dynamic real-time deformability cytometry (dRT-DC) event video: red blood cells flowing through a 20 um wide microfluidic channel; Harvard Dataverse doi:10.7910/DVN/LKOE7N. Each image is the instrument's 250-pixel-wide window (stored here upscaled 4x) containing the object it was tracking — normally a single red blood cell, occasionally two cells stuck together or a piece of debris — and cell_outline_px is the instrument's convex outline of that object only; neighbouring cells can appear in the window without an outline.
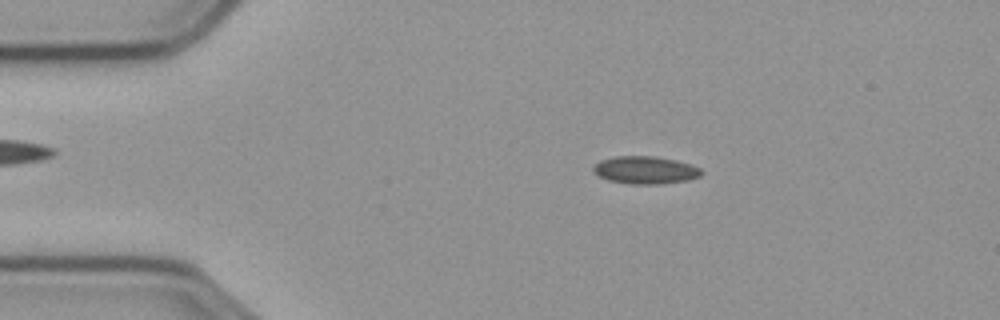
{"species": "common noctule bat (a hibernating species)", "species_latin": "Nyctalus noctula", "temperature_condition": "cold", "stored_images_in_passage": 56, "camera_frame_rate_fps": 3000, "um_per_image_px": 0.085, "animal": {"sex": "male", "body_mass_g": 23.1, "forearm_length_mm": 52.7}, "frame": {"image": 1, "passage_image": 10, "time_ms": 3.0, "image_size_px": [1000, 320], "cell_outline_px": [[704, 172], [700, 176], [688, 180], [660, 184], [628, 184], [608, 180], [592, 172], [592, 168], [600, 160], [616, 156], [656, 156], [676, 160], [692, 164], [700, 168]], "centroid_in_image_um": [54.87, 14.45], "position_along_channel_um": 30.1, "area_um2": 17.57}}
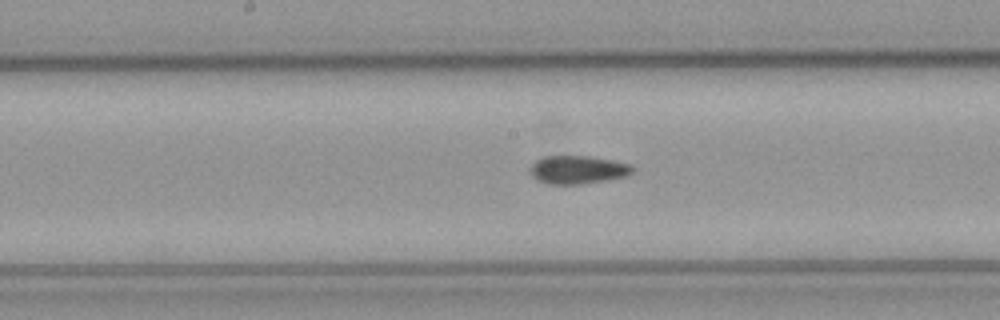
{"frame": {"image": 2, "passage_image": 28, "time_ms": 9.0, "image_size_px": [1000, 320], "cell_outline_px": [[636, 168], [628, 176], [608, 180], [580, 184], [548, 184], [532, 176], [528, 168], [536, 160], [544, 156], [588, 156], [612, 160], [632, 164]], "centroid_in_image_um": [49.14, 14.42], "position_along_channel_um": 199.1, "area_um2": 16.99}}
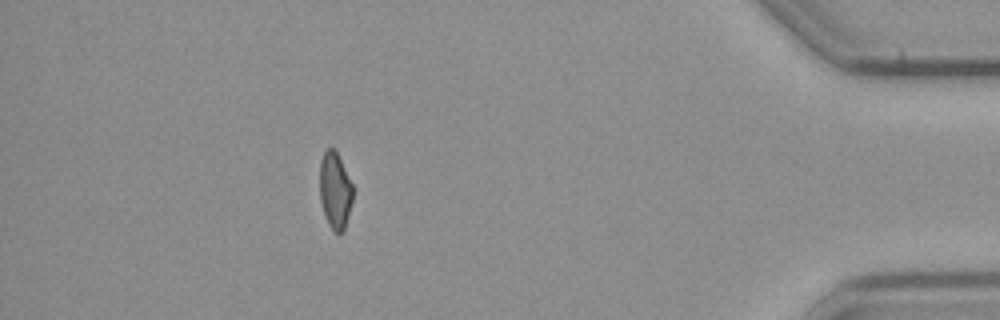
{"frame": {"image": 3, "passage_image": 50, "time_ms": 16.333, "image_size_px": [1000, 320], "cell_outline_px": [[352, 200], [344, 232], [332, 232], [328, 224], [320, 200], [320, 160], [324, 152], [328, 148], [332, 148], [336, 152], [352, 184]], "centroid_in_image_um": [28.47, 16.23], "position_along_channel_um": 406.7, "area_um2": 14.57}, "authors_computed_cell_mechanics": {"area_um2": 16.473, "velocity_mm_per_s": 3.6006, "shape_relaxation_time_tau1_ms": 9.0389, "shape_relaxation_time_tau2_ms": 4.135, "deformation_change_tau1": 0.1418, "deformation_change_tau2": 0.0836}}